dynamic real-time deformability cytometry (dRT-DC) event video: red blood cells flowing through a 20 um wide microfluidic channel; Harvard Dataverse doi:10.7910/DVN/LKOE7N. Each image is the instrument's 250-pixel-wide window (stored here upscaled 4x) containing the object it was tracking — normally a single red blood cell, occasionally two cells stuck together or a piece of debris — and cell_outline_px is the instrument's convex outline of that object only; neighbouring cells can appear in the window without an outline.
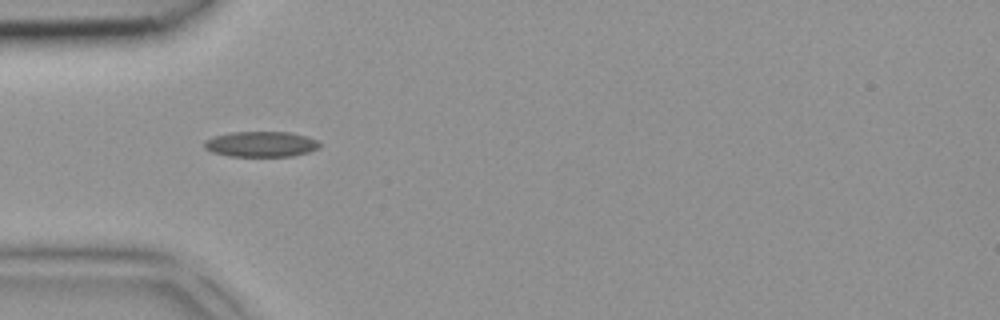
{"species": "common noctule bat (a hibernating species)", "species_latin": "Nyctalus noctula", "temperature_condition": "room temperature", "stored_images_in_passage": 3, "camera_frame_rate_fps": 3000, "um_per_image_px": 0.085, "animal": {"sex": "female", "body_mass_g": 18.4}, "frame": {"image": 1, "passage_image": 3, "time_ms": 0.667, "image_size_px": [1000, 320], "cell_outline_px": [[320, 148], [308, 152], [292, 156], [228, 156], [212, 152], [204, 148], [204, 140], [212, 136], [232, 132], [288, 132], [304, 136], [316, 140], [320, 144]], "centroid_in_image_um": [22.14, 12.25], "position_along_channel_um": 62.9, "area_um2": 17.11}}